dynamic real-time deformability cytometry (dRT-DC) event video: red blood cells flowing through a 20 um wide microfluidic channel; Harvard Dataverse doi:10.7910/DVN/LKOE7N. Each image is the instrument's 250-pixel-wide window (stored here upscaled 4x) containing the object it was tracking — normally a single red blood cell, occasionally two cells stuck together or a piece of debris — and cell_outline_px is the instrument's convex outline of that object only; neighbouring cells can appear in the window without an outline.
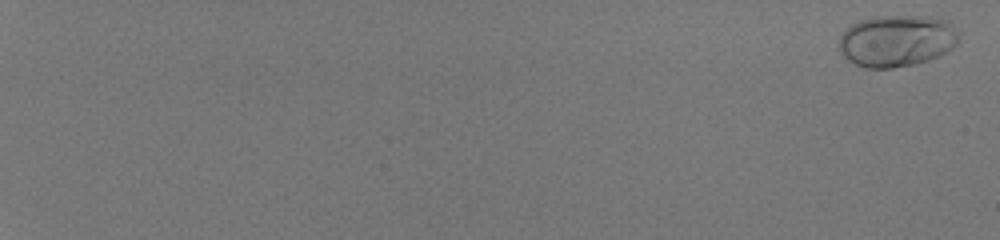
{"species": "human", "species_latin": "Homo sapiens", "temperature_condition": "room temperature", "stored_images_in_passage": 57, "camera_frame_rate_fps": 3000, "um_per_image_px": 0.085, "donor": {"sex": "male"}, "frame": {"image": 1, "passage_image": 2, "time_ms": 0.333, "image_size_px": [1000, 240], "cell_outline_px": [[960, 36], [956, 44], [952, 48], [940, 56], [916, 64], [892, 68], [864, 68], [848, 60], [836, 48], [840, 36], [852, 24], [860, 20], [880, 16], [928, 16], [948, 20], [952, 24]], "centroid_in_image_um": [76.22, 3.47], "position_along_channel_um": 8.8, "area_um2": 36.47}}
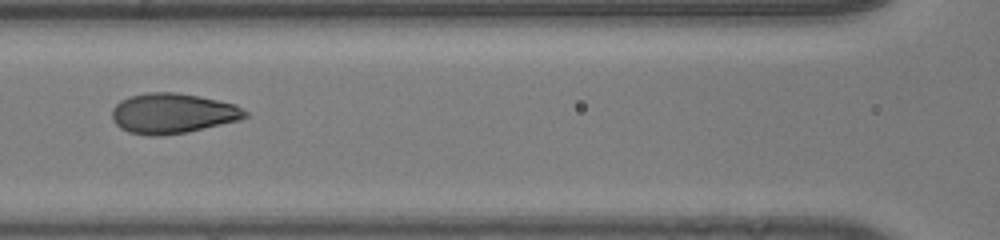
{"frame": {"image": 2, "passage_image": 33, "time_ms": 10.667, "image_size_px": [1000, 240], "cell_outline_px": [[248, 116], [240, 120], [188, 132], [156, 136], [148, 136], [128, 132], [120, 128], [112, 120], [112, 108], [120, 100], [128, 96], [148, 92], [176, 92], [200, 96], [236, 104], [248, 112]], "centroid_in_image_um": [14.67, 9.63], "position_along_channel_um": 151.9, "area_um2": 31.5}}
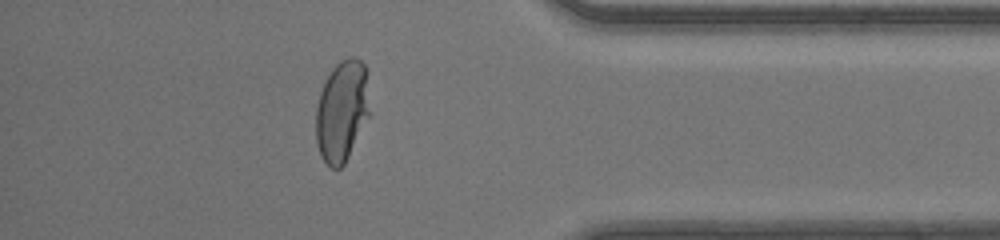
{"frame": {"image": 3, "passage_image": 52, "time_ms": 17.0, "image_size_px": [1000, 240], "cell_outline_px": [[368, 116], [344, 164], [340, 168], [332, 168], [320, 156], [316, 140], [316, 108], [320, 92], [332, 68], [340, 60], [348, 56], [352, 56], [360, 60], [364, 64], [368, 112]], "centroid_in_image_um": [29.01, 9.43], "position_along_channel_um": 406.2, "area_um2": 30.92}, "authors_computed_cell_mechanics": {"area_um2": 31.212, "velocity_mm_per_s": 4.2142, "shape_relaxation_time_tau1_ms": 3.5883, "shape_relaxation_time_tau2_ms": null, "deformation_change_tau1": 0.2083, "deformation_change_tau2": null}}